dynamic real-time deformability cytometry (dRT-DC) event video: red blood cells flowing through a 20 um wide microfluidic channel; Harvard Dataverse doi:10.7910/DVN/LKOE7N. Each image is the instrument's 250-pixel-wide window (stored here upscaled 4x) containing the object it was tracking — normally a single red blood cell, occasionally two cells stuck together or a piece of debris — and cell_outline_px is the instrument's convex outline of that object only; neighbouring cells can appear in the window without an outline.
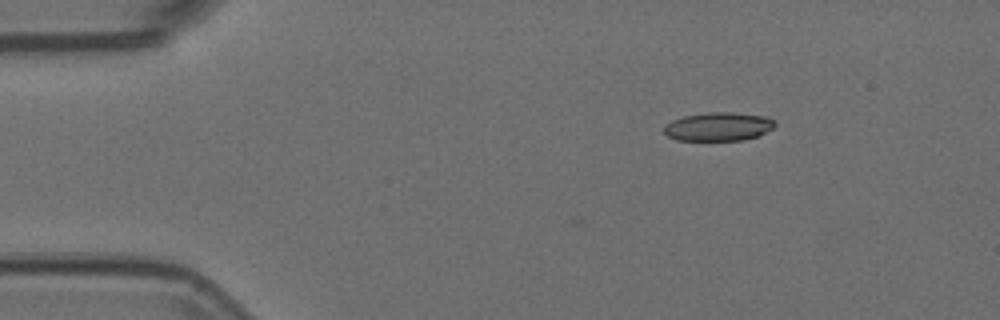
{"species": "Egyptian fruit bat (a non-hibernating species)", "species_latin": "Rousettus aegyptiacus", "temperature_condition": "room temperature", "stored_images_in_passage": 47, "camera_frame_rate_fps": 3000, "um_per_image_px": 0.085, "animal": {"sex": "female"}, "frame": {"image": 1, "passage_image": 1, "time_ms": 0.0, "image_size_px": [1000, 320], "cell_outline_px": [[776, 124], [772, 128], [756, 136], [744, 140], [676, 140], [668, 136], [664, 132], [664, 124], [672, 120], [684, 116], [708, 112], [732, 112], [768, 116], [776, 120]], "centroid_in_image_um": [61.07, 10.75], "position_along_channel_um": 23.9, "area_um2": 18.55}}
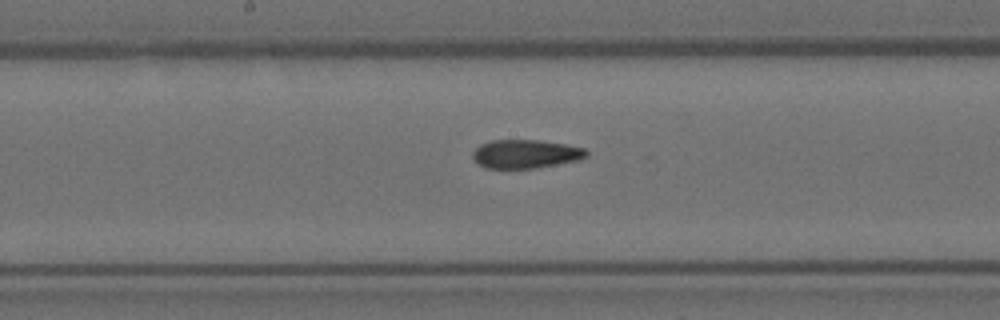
{"frame": {"image": 2, "passage_image": 21, "time_ms": 6.667, "image_size_px": [1000, 320], "cell_outline_px": [[588, 156], [580, 160], [536, 168], [484, 168], [472, 156], [472, 152], [480, 144], [492, 140], [540, 140], [564, 144], [584, 148], [588, 152]], "centroid_in_image_um": [44.69, 13.08], "position_along_channel_um": 203.5, "area_um2": 18.96}}
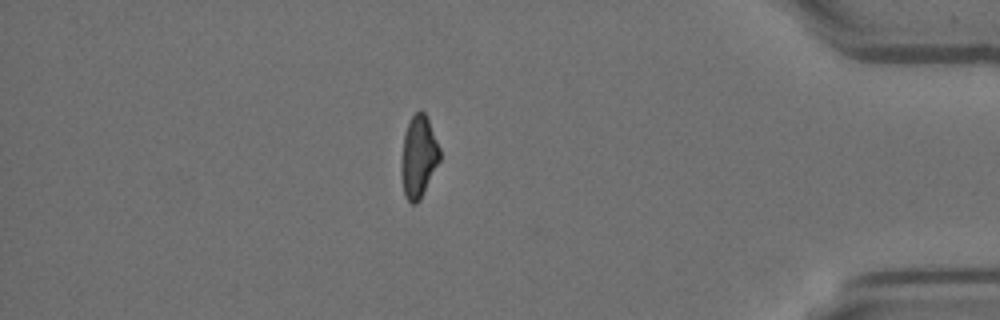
{"frame": {"image": 3, "passage_image": 40, "time_ms": 13.0, "image_size_px": [1000, 320], "cell_outline_px": [[440, 160], [420, 200], [416, 204], [412, 204], [404, 196], [400, 172], [400, 168], [404, 136], [408, 124], [412, 116], [420, 108], [424, 112], [428, 120], [440, 148]], "centroid_in_image_um": [35.57, 13.35], "position_along_channel_um": 399.6, "area_um2": 18.38}, "authors_computed_cell_mechanics": {"area_um2": 19.363, "velocity_mm_per_s": 3.727, "shape_relaxation_time_tau1_ms": null, "shape_relaxation_time_tau2_ms": 3.2402, "deformation_change_tau1": null, "deformation_change_tau2": 0.0967}}